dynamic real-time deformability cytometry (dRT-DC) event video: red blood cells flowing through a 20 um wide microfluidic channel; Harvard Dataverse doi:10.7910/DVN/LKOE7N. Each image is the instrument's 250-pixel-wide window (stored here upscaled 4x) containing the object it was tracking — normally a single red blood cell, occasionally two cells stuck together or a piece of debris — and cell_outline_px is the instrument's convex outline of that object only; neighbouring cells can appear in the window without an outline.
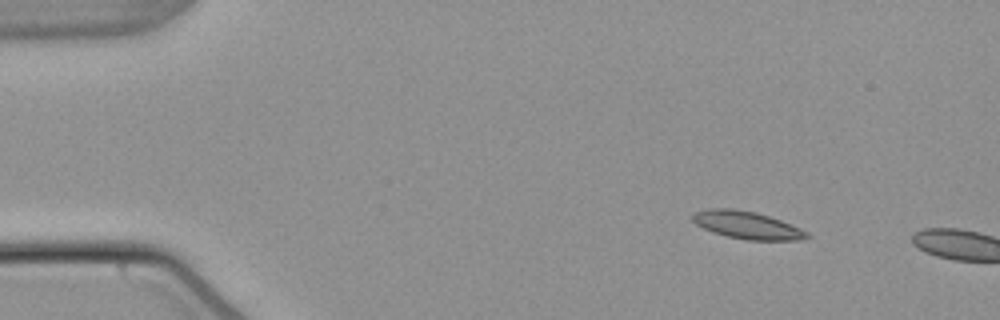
{"species": "common noctule bat (a hibernating species)", "species_latin": "Nyctalus noctula", "temperature_condition": "warm", "stored_images_in_passage": 4, "camera_frame_rate_fps": 3000, "um_per_image_px": 0.085, "animal": {"sex": "male", "body_mass_g": 21.5, "forearm_length_mm": 52.0}, "frame": {"image": 1, "passage_image": 1, "time_ms": 0.0, "image_size_px": [1000, 320], "cell_outline_px": [[812, 236], [804, 240], [748, 240], [728, 236], [712, 232], [696, 224], [692, 220], [692, 216], [696, 212], [708, 208], [732, 208], [756, 212], [780, 220], [800, 228], [808, 232]], "centroid_in_image_um": [63.53, 19.14], "position_along_channel_um": 21.5, "area_um2": 18.32}}